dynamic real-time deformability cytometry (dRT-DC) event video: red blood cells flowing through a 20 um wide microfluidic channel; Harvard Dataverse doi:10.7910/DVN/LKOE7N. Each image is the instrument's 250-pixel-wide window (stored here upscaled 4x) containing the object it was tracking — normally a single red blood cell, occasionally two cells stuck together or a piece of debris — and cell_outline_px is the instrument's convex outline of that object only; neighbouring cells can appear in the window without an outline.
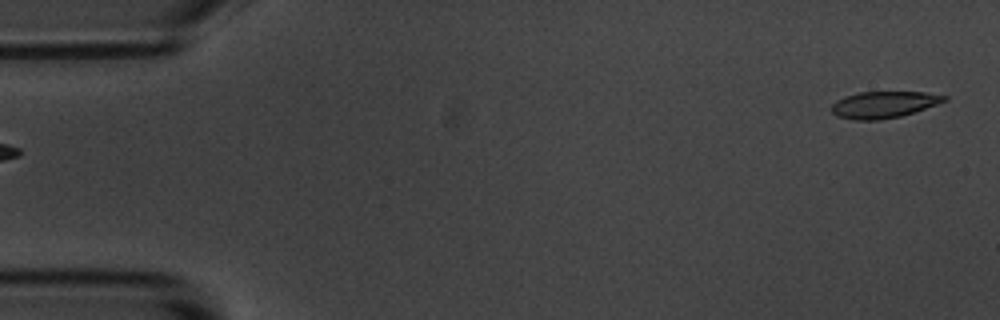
{"species": "common noctule bat (a hibernating species)", "species_latin": "Nyctalus noctula", "temperature_condition": "room temperature", "stored_images_in_passage": 15, "camera_frame_rate_fps": 3000, "um_per_image_px": 0.085, "animal": {"sex": "male", "body_mass_g": 20.1, "forearm_length_mm": 53.5}, "frame": {"image": 1, "passage_image": 1, "time_ms": 0.0, "image_size_px": [1000, 320], "cell_outline_px": [[948, 100], [900, 116], [880, 120], [856, 120], [836, 116], [832, 112], [832, 104], [836, 100], [844, 96], [860, 92], [924, 92], [948, 96]], "centroid_in_image_um": [75.08, 8.89], "position_along_channel_um": 9.9, "area_um2": 17.34}}
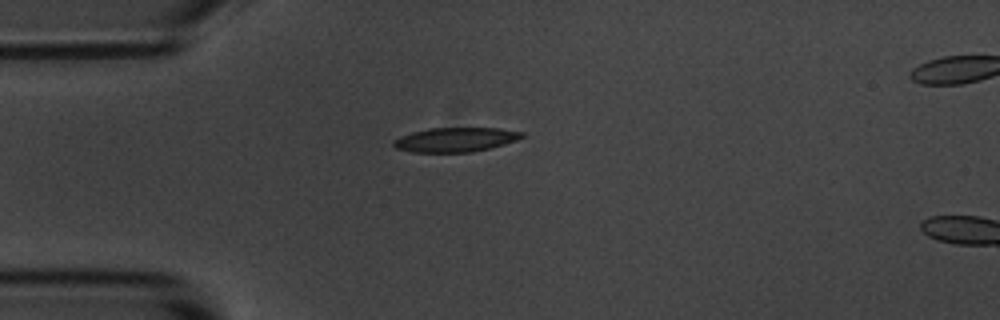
{"frame": {"image": 2, "passage_image": 13, "time_ms": 4.0, "image_size_px": [1000, 320], "cell_outline_px": [[524, 136], [516, 140], [504, 144], [472, 152], [412, 152], [396, 148], [392, 144], [392, 140], [400, 136], [412, 132], [428, 128], [496, 128], [524, 132]], "centroid_in_image_um": [38.68, 11.87], "position_along_channel_um": 46.3, "area_um2": 18.15}}